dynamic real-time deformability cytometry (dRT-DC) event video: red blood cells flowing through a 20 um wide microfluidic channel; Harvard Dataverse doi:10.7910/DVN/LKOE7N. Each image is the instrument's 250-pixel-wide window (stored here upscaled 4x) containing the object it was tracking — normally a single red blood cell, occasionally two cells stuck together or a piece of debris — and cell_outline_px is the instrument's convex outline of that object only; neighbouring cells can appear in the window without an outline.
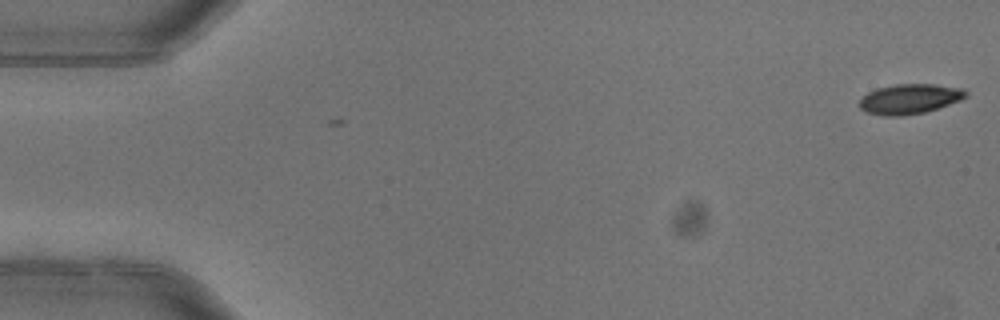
{"species": "common noctule bat (a hibernating species)", "species_latin": "Nyctalus noctula", "temperature_condition": "warm", "stored_images_in_passage": 5, "camera_frame_rate_fps": 3000, "um_per_image_px": 0.085, "animal": {"sex": "female"}, "frame": {"image": 1, "passage_image": 1, "time_ms": 0.0, "image_size_px": [1000, 320], "cell_outline_px": [[968, 96], [960, 100], [924, 112], [900, 116], [884, 116], [868, 112], [860, 108], [860, 100], [868, 92], [876, 88], [896, 84], [936, 84], [964, 88], [968, 92]], "centroid_in_image_um": [77.35, 8.39], "position_along_channel_um": 7.7, "area_um2": 18.5}}
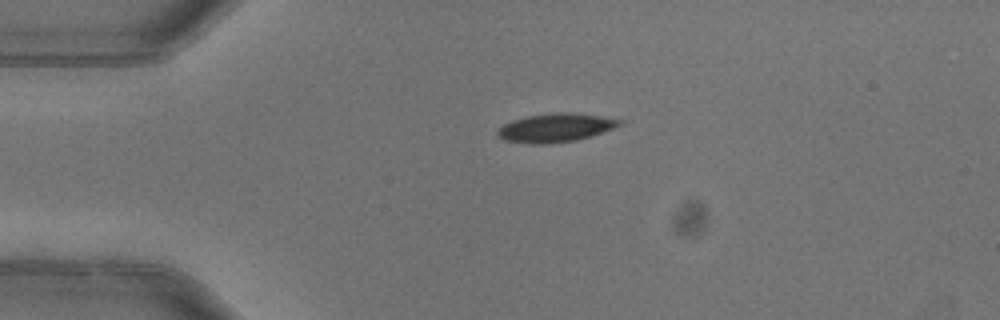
{"frame": {"image": 2, "passage_image": 4, "time_ms": 1.0, "image_size_px": [1000, 320], "cell_outline_px": [[624, 124], [576, 140], [548, 144], [528, 144], [504, 140], [496, 132], [504, 124], [512, 120], [528, 116], [556, 112], [568, 112], [600, 116], [624, 120]], "centroid_in_image_um": [47.21, 10.86], "position_along_channel_um": 37.8, "area_um2": 20.11}}